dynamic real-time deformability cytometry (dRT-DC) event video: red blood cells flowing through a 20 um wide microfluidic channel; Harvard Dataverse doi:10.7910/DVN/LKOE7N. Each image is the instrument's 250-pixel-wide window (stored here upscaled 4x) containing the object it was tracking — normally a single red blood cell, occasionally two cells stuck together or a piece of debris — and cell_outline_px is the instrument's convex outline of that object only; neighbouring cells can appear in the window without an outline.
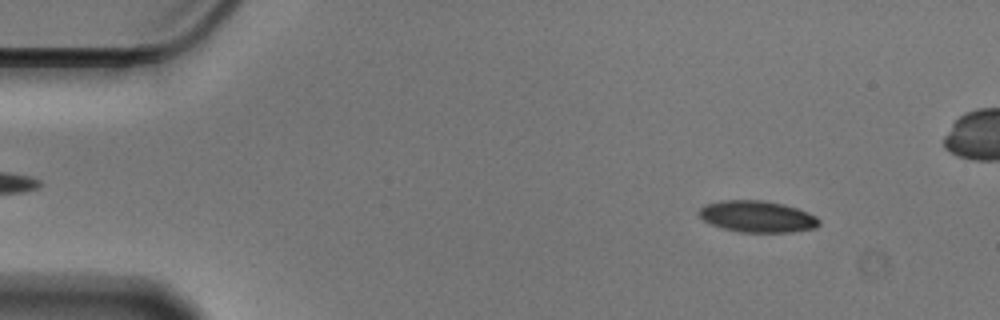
{"species": "Egyptian fruit bat (a non-hibernating species)", "species_latin": "Rousettus aegyptiacus", "temperature_condition": "cold", "stored_images_in_passage": 52, "camera_frame_rate_fps": 3000, "um_per_image_px": 0.085, "animal": {"sex": "male"}, "frame": {"image": 1, "passage_image": 6, "time_ms": 1.667, "image_size_px": [1000, 320], "cell_outline_px": [[820, 224], [816, 228], [792, 232], [740, 232], [724, 228], [712, 224], [704, 220], [700, 216], [700, 208], [704, 204], [720, 200], [764, 200], [784, 204], [808, 212], [816, 216], [820, 220]], "centroid_in_image_um": [64.4, 18.4], "position_along_channel_um": 20.6, "area_um2": 22.08}}
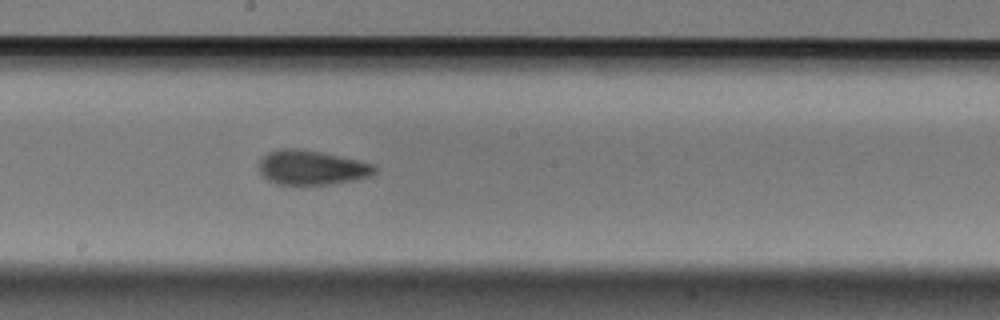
{"frame": {"image": 2, "passage_image": 30, "time_ms": 9.667, "image_size_px": [1000, 320], "cell_outline_px": [[376, 172], [368, 176], [356, 180], [332, 184], [300, 188], [276, 184], [268, 180], [260, 172], [256, 164], [268, 152], [280, 148], [296, 148], [320, 152], [360, 160], [376, 164]], "centroid_in_image_um": [26.46, 14.29], "position_along_channel_um": 221.7, "area_um2": 24.22}}
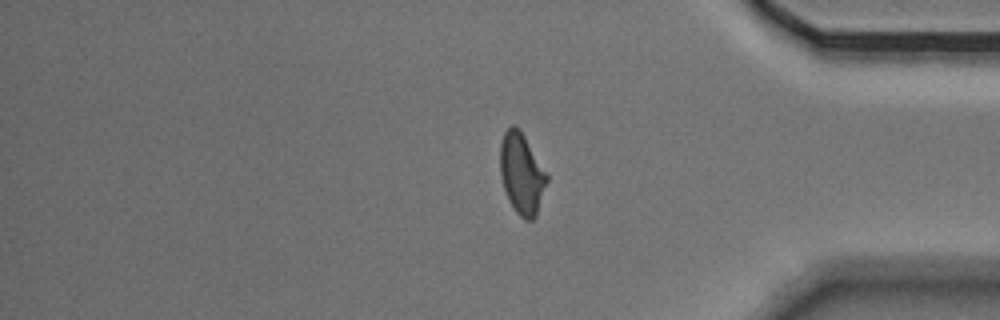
{"frame": {"image": 3, "passage_image": 46, "time_ms": 15.0, "image_size_px": [1000, 320], "cell_outline_px": [[548, 180], [536, 216], [532, 220], [524, 220], [516, 212], [508, 200], [500, 176], [500, 144], [504, 132], [512, 124], [520, 128], [548, 176]], "centroid_in_image_um": [44.33, 14.76], "position_along_channel_um": 390.9, "area_um2": 22.02}}